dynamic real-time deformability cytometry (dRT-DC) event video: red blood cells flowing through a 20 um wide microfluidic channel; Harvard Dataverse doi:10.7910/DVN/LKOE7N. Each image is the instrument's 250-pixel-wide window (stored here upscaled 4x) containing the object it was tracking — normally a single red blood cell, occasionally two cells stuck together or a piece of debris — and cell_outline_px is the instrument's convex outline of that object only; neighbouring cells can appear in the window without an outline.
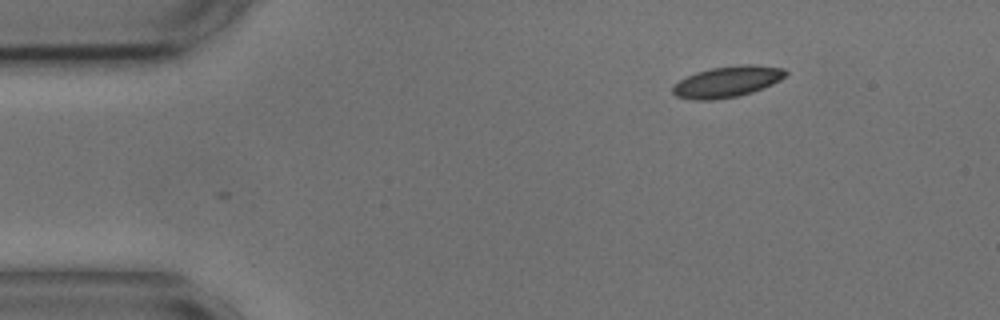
{"species": "common noctule bat (a hibernating species)", "species_latin": "Nyctalus noctula", "temperature_condition": "cold", "stored_images_in_passage": 2, "camera_frame_rate_fps": 3000, "um_per_image_px": 0.085, "animal": {"sex": "male", "body_mass_g": 17.9, "forearm_length_mm": 54.2}, "frame": {"image": 1, "passage_image": 2, "time_ms": 0.333, "image_size_px": [1000, 320], "cell_outline_px": [[788, 72], [780, 80], [772, 84], [752, 92], [740, 96], [712, 100], [692, 100], [676, 96], [672, 92], [672, 88], [680, 80], [696, 72], [712, 68], [740, 64], [756, 64], [784, 68]], "centroid_in_image_um": [61.83, 6.94], "position_along_channel_um": 23.2, "area_um2": 20.46}}